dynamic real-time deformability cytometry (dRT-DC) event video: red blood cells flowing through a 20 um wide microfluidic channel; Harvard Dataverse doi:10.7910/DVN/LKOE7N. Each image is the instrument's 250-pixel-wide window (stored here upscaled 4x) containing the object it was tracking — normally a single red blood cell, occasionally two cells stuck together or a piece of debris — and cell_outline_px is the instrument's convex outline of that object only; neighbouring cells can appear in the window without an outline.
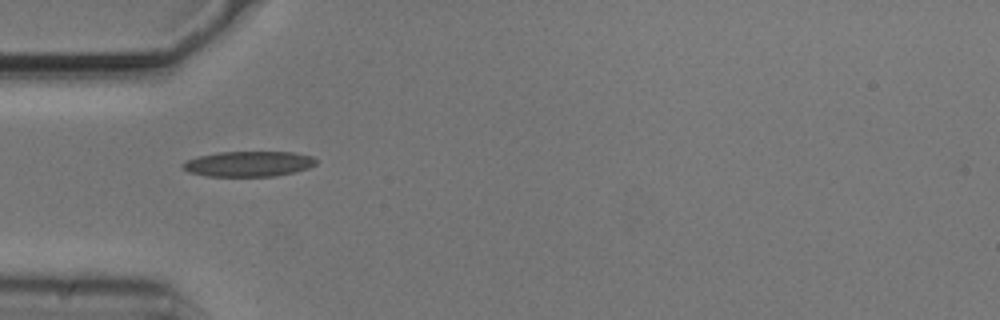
{"species": "common noctule bat (a hibernating species)", "species_latin": "Nyctalus noctula", "temperature_condition": "cold", "stored_images_in_passage": 21, "camera_frame_rate_fps": 3000, "um_per_image_px": 0.085, "animal": {"sex": "male", "body_mass_g": 20.5, "forearm_length_mm": 52.5}, "frame": {"image": 1, "passage_image": 1, "time_ms": 0.0, "image_size_px": [1000, 320], "cell_outline_px": [[316, 164], [308, 168], [276, 176], [208, 176], [188, 172], [180, 168], [180, 164], [196, 156], [216, 152], [296, 152], [312, 156], [316, 160]], "centroid_in_image_um": [21.08, 13.92], "position_along_channel_um": 63.9, "area_um2": 19.83}}
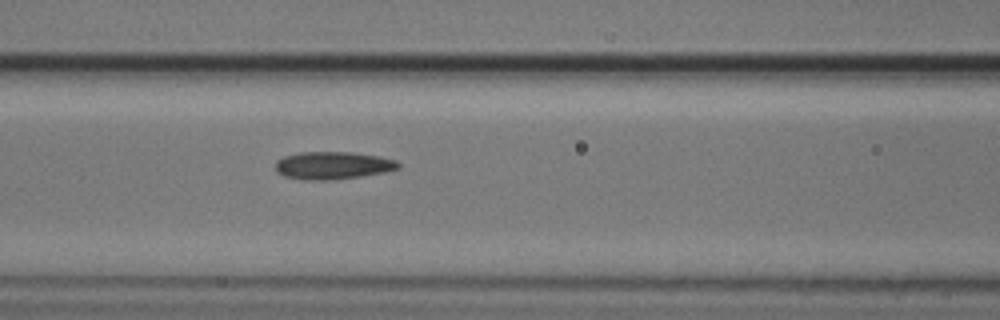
{"frame": {"image": 2, "passage_image": 7, "time_ms": 2.0, "image_size_px": [1000, 320], "cell_outline_px": [[400, 168], [384, 172], [360, 176], [328, 180], [304, 180], [284, 176], [276, 172], [276, 160], [284, 156], [300, 152], [352, 152], [380, 156], [396, 160], [400, 164]], "centroid_in_image_um": [28.28, 14.05], "position_along_channel_um": 138.3, "area_um2": 19.83}}
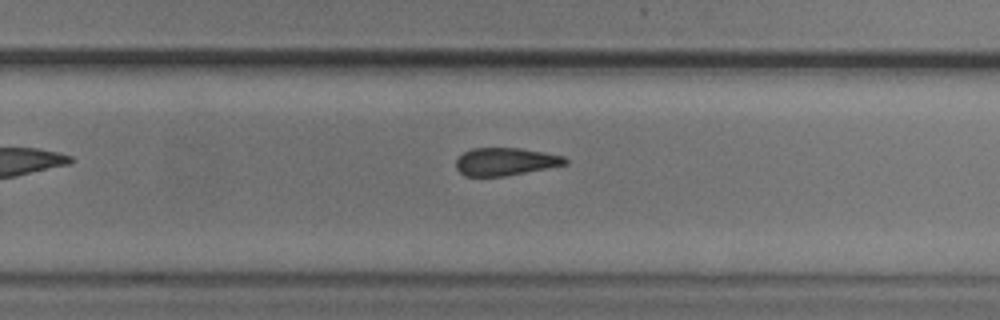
{"frame": {"image": 3, "passage_image": 19, "time_ms": 6.0, "image_size_px": [1000, 320], "cell_outline_px": [[568, 164], [504, 176], [464, 176], [456, 168], [456, 160], [464, 152], [472, 148], [520, 148], [544, 152], [564, 156], [568, 160]], "centroid_in_image_um": [42.96, 13.73], "position_along_channel_um": 286.8, "area_um2": 17.57}}